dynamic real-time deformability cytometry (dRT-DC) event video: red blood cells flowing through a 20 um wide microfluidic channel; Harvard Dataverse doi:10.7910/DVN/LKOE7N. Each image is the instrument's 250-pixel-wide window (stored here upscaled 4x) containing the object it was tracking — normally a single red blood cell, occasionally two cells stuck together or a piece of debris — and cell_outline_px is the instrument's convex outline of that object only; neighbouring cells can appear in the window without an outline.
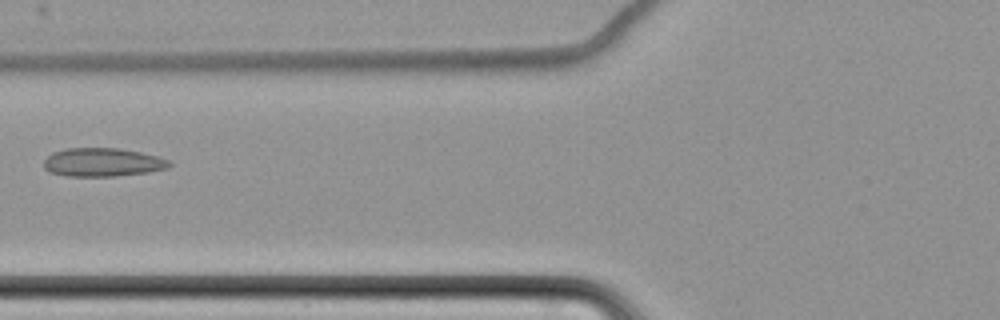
{"species": "common noctule bat (a hibernating species)", "species_latin": "Nyctalus noctula", "temperature_condition": "cold", "stored_images_in_passage": 7, "camera_frame_rate_fps": 3000, "um_per_image_px": 0.085, "animal": {"sex": "female", "body_mass_g": 22.7, "forearm_length_mm": 54.2}, "frame": {"image": 1, "passage_image": 5, "time_ms": 5.0, "image_size_px": [1000, 320], "cell_outline_px": [[172, 164], [168, 168], [148, 172], [116, 176], [68, 176], [48, 172], [44, 168], [44, 160], [52, 152], [64, 148], [120, 148], [160, 156], [168, 160]], "centroid_in_image_um": [8.72, 13.79], "position_along_channel_um": 117.1, "area_um2": 21.04}}
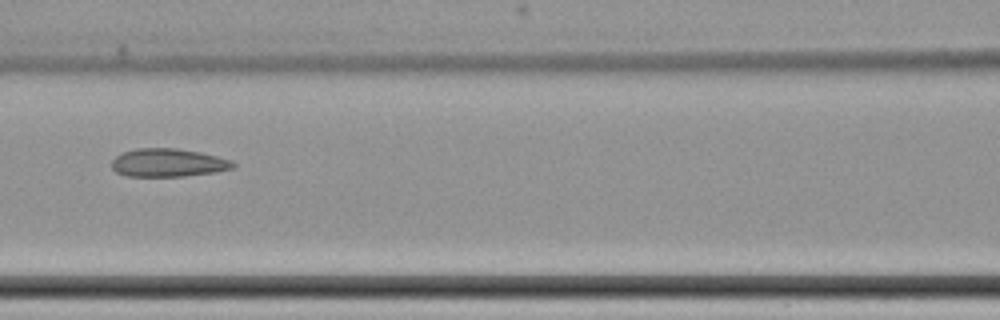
{"frame": {"image": 2, "passage_image": 6, "time_ms": 6.0, "image_size_px": [1000, 320], "cell_outline_px": [[236, 168], [216, 172], [184, 176], [128, 176], [116, 172], [112, 168], [112, 160], [116, 156], [124, 152], [136, 148], [176, 148], [200, 152], [232, 160], [236, 164]], "centroid_in_image_um": [14.32, 13.83], "position_along_channel_um": 152.3, "area_um2": 20.0}}
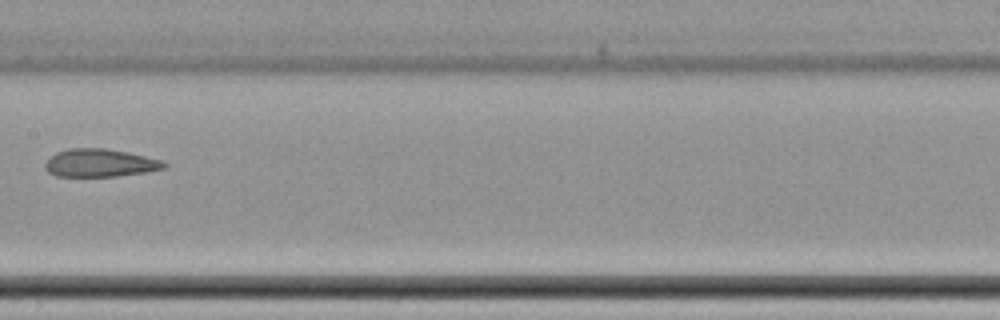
{"frame": {"image": 3, "passage_image": 7, "time_ms": 7.333, "image_size_px": [1000, 320], "cell_outline_px": [[168, 164], [164, 168], [148, 172], [116, 176], [56, 176], [48, 172], [44, 168], [44, 164], [56, 152], [68, 148], [104, 148], [128, 152], [164, 160]], "centroid_in_image_um": [8.52, 13.85], "position_along_channel_um": 198.9, "area_um2": 19.48}}